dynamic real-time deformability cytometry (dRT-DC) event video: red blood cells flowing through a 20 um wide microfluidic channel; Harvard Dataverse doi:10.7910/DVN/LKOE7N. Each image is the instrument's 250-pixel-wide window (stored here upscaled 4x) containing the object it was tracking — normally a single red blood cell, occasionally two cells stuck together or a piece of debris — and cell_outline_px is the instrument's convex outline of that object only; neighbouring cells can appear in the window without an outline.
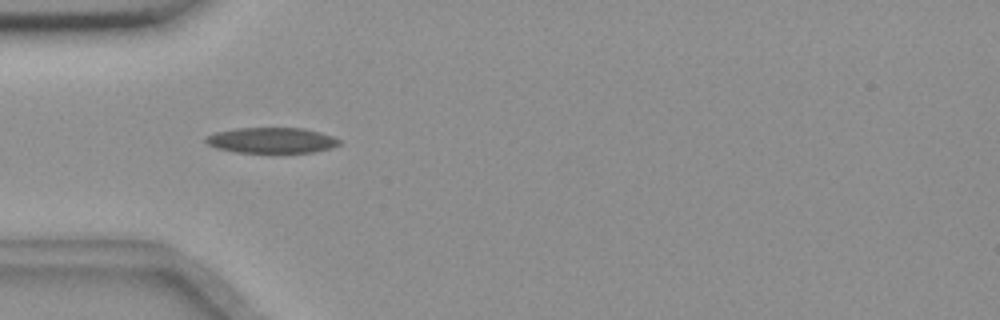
{"species": "common noctule bat (a hibernating species)", "species_latin": "Nyctalus noctula", "temperature_condition": "room temperature", "stored_images_in_passage": 40, "camera_frame_rate_fps": 3000, "um_per_image_px": 0.085, "animal": {"sex": "female", "body_mass_g": 18.4}, "frame": {"image": 1, "passage_image": 7, "time_ms": 2.0, "image_size_px": [1000, 320], "cell_outline_px": [[340, 144], [332, 148], [312, 152], [236, 152], [216, 148], [208, 144], [204, 140], [204, 136], [216, 132], [236, 128], [304, 128], [320, 132], [332, 136], [340, 140]], "centroid_in_image_um": [23.07, 11.92], "position_along_channel_um": 61.9, "area_um2": 19.88}}
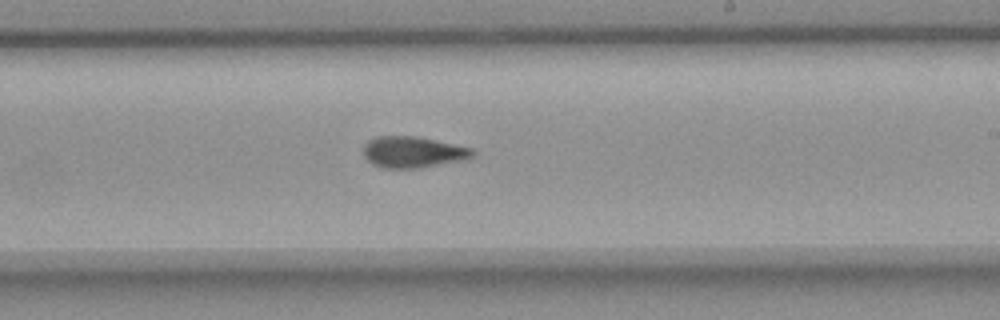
{"frame": {"image": 2, "passage_image": 23, "time_ms": 7.333, "image_size_px": [1000, 320], "cell_outline_px": [[476, 152], [472, 156], [460, 160], [420, 168], [380, 168], [372, 164], [364, 156], [364, 144], [368, 140], [376, 136], [416, 136], [476, 148]], "centroid_in_image_um": [35.1, 12.92], "position_along_channel_um": 253.9, "area_um2": 20.0}}
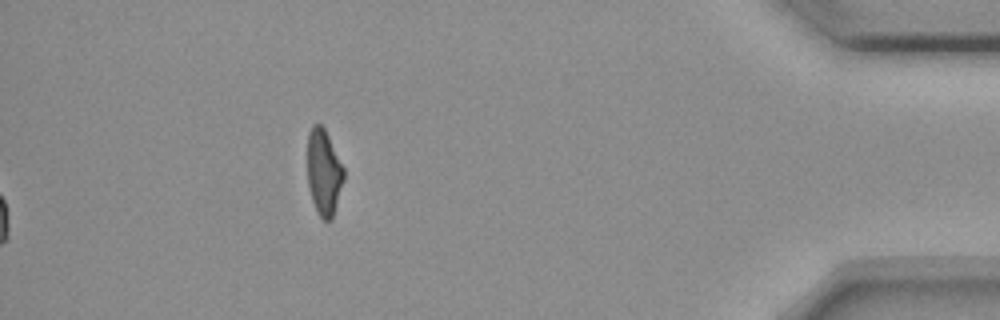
{"frame": {"image": 3, "passage_image": 40, "time_ms": 13.0, "image_size_px": [1000, 320], "cell_outline_px": [[344, 180], [332, 220], [324, 220], [316, 212], [312, 200], [308, 184], [308, 132], [312, 124], [320, 124], [324, 128], [344, 168]], "centroid_in_image_um": [27.52, 14.66], "position_along_channel_um": 407.7, "area_um2": 18.15}, "authors_computed_cell_mechanics": {"area_um2": 19.7965, "velocity_mm_per_s": 3.642, "shape_relaxation_time_tau1_ms": 10.4734, "shape_relaxation_time_tau2_ms": 3.2389, "deformation_change_tau1": 0.2524, "deformation_change_tau2": 0.1098}}